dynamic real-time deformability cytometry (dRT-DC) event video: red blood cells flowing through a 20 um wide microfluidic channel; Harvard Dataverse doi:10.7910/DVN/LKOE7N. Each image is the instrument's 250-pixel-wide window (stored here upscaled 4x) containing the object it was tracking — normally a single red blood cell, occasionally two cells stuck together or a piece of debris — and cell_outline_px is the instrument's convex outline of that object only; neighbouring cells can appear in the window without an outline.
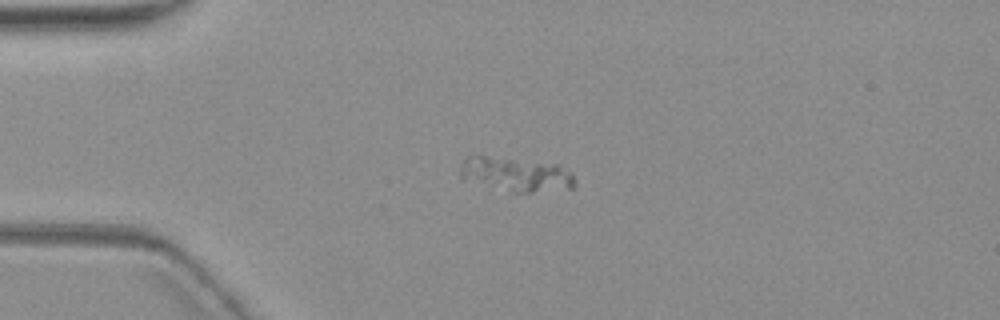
{"species": "common noctule bat (a hibernating species)", "species_latin": "Nyctalus noctula", "temperature_condition": "warm", "stored_images_in_passage": 2, "camera_frame_rate_fps": 3000, "um_per_image_px": 0.085, "animal": {"sex": "female", "body_mass_g": 19.3, "forearm_length_mm": 54.1}, "frame": {"image": 1, "passage_image": 1, "time_ms": 0.0, "image_size_px": [1000, 320], "cell_outline_px": [[576, 184], [572, 188], [532, 192], [512, 192], [460, 180], [460, 168], [464, 160], [468, 156], [488, 156], [560, 164], [572, 172], [576, 180]], "centroid_in_image_um": [43.86, 14.82], "position_along_channel_um": 41.1, "area_um2": 23.18}}